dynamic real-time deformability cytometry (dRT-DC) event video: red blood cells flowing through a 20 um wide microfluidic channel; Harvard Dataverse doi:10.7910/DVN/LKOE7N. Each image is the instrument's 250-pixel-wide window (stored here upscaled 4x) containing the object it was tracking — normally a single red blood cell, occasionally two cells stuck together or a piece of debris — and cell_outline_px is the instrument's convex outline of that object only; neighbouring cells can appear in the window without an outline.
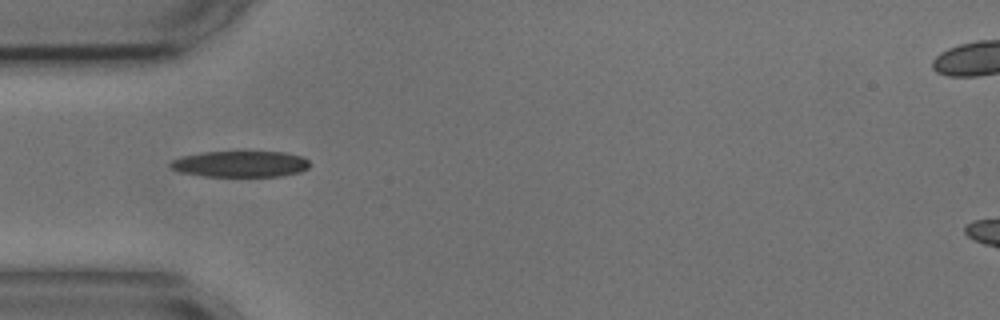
{"species": "common noctule bat (a hibernating species)", "species_latin": "Nyctalus noctula", "temperature_condition": "cold", "stored_images_in_passage": 36, "camera_frame_rate_fps": 3000, "um_per_image_px": 0.085, "animal": {"sex": "male", "body_mass_g": 17.9, "forearm_length_mm": 54.2}, "frame": {"image": 1, "passage_image": 1, "time_ms": 0.0, "image_size_px": [1000, 320], "cell_outline_px": [[308, 168], [300, 172], [280, 176], [204, 176], [180, 172], [172, 168], [168, 164], [172, 160], [180, 156], [204, 152], [284, 152], [304, 156], [308, 160]], "centroid_in_image_um": [20.43, 13.93], "position_along_channel_um": 64.6, "area_um2": 21.21}}
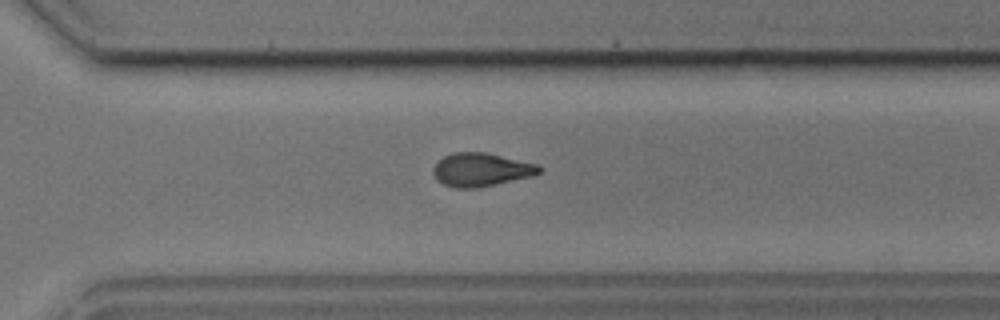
{"frame": {"image": 2, "passage_image": 23, "time_ms": 7.333, "image_size_px": [1000, 320], "cell_outline_px": [[544, 172], [532, 176], [496, 184], [476, 188], [456, 188], [444, 184], [432, 172], [432, 168], [444, 156], [452, 152], [484, 152], [540, 164], [544, 168]], "centroid_in_image_um": [40.97, 14.41], "position_along_channel_um": 329.6, "area_um2": 20.69}}
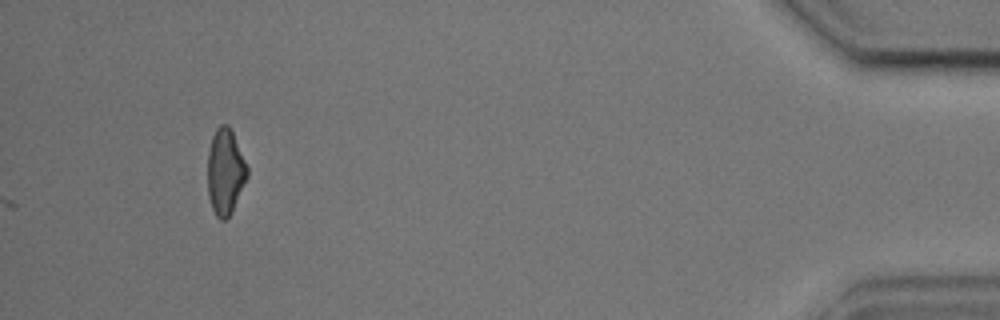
{"frame": {"image": 3, "passage_image": 36, "time_ms": 11.667, "image_size_px": [1000, 320], "cell_outline_px": [[248, 176], [232, 212], [224, 220], [220, 220], [216, 216], [212, 208], [208, 196], [208, 152], [212, 136], [216, 128], [220, 124], [228, 124], [232, 132], [248, 168]], "centroid_in_image_um": [19.14, 14.6], "position_along_channel_um": 416.1, "area_um2": 19.71}, "authors_computed_cell_mechanics": {"area_um2": 20.6057, "velocity_mm_per_s": 3.6144, "shape_relaxation_time_tau1_ms": 7.306, "shape_relaxation_time_tau2_ms": 4.1482, "deformation_change_tau1": 0.1912, "deformation_change_tau2": 0.1124}}